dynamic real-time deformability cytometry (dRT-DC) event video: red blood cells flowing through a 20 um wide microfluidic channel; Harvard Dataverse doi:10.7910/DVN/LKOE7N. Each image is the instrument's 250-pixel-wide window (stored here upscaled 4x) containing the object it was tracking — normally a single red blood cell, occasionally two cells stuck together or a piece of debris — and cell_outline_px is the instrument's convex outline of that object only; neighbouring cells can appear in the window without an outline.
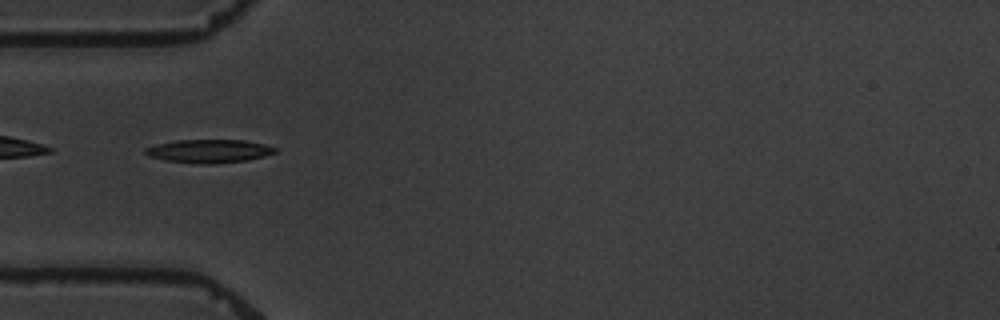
{"species": "common noctule bat (a hibernating species)", "species_latin": "Nyctalus noctula", "temperature_condition": "warm", "stored_images_in_passage": 6, "camera_frame_rate_fps": 3000, "um_per_image_px": 0.085, "animal": {"sex": "male", "body_mass_g": 19.5, "forearm_length_mm": 54.6}, "frame": {"image": 1, "passage_image": 4, "time_ms": 5.0, "image_size_px": [1000, 320], "cell_outline_px": [[276, 152], [264, 156], [248, 160], [212, 164], [200, 164], [164, 160], [148, 156], [144, 152], [144, 148], [156, 144], [176, 140], [244, 140], [264, 144], [276, 148]], "centroid_in_image_um": [17.73, 12.84], "position_along_channel_um": 67.3, "area_um2": 17.69}}
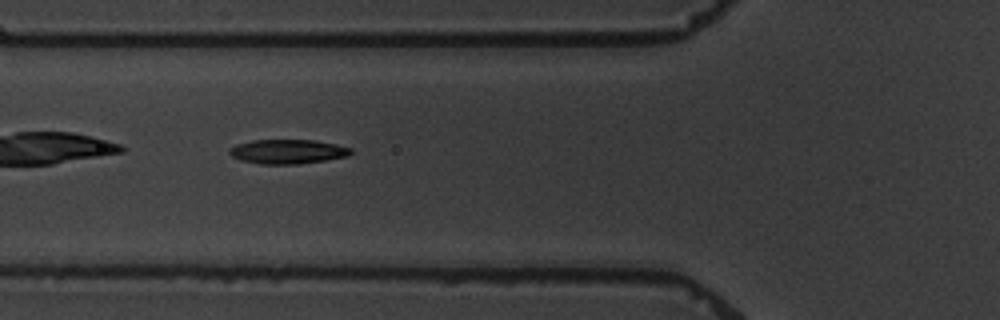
{"frame": {"image": 2, "passage_image": 5, "time_ms": 6.0, "image_size_px": [1000, 320], "cell_outline_px": [[352, 152], [348, 156], [324, 160], [296, 164], [260, 164], [240, 160], [232, 156], [228, 152], [228, 148], [236, 144], [252, 140], [312, 140], [336, 144], [352, 148]], "centroid_in_image_um": [24.42, 12.88], "position_along_channel_um": 101.4, "area_um2": 17.22}}